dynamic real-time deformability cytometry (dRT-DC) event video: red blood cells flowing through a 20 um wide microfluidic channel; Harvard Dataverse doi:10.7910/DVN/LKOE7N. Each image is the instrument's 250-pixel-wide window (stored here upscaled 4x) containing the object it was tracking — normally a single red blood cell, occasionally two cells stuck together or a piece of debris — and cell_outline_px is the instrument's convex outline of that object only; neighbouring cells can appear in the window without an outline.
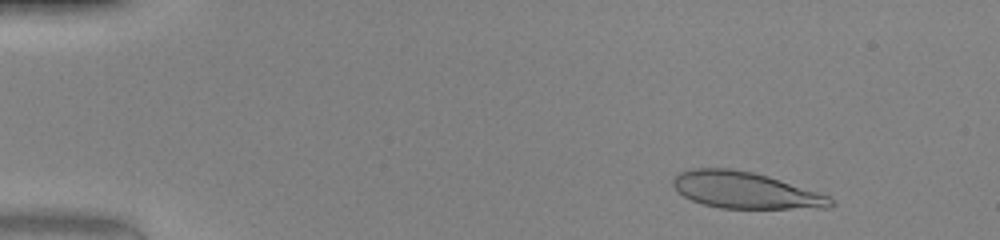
{"species": "human", "species_latin": "Homo sapiens", "temperature_condition": "warm", "stored_images_in_passage": 48, "camera_frame_rate_fps": 3000, "um_per_image_px": 0.085, "donor": {"sex": "female"}, "frame": {"image": 1, "passage_image": 5, "time_ms": 1.333, "image_size_px": [1000, 240], "cell_outline_px": [[836, 204], [828, 208], [720, 208], [704, 204], [692, 200], [684, 196], [672, 184], [672, 180], [680, 172], [692, 168], [728, 168], [752, 172], [768, 176], [828, 196]], "centroid_in_image_um": [63.33, 16.17], "position_along_channel_um": 21.7, "area_um2": 33.06}}
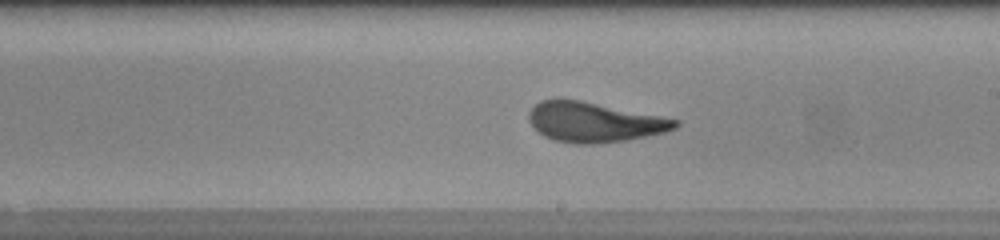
{"frame": {"image": 2, "passage_image": 28, "time_ms": 9.0, "image_size_px": [1000, 240], "cell_outline_px": [[680, 124], [676, 128], [664, 132], [624, 140], [596, 144], [576, 144], [552, 140], [544, 136], [528, 120], [528, 112], [540, 100], [560, 96], [680, 120]], "centroid_in_image_um": [50.45, 10.36], "position_along_channel_um": 238.5, "area_um2": 34.16}}
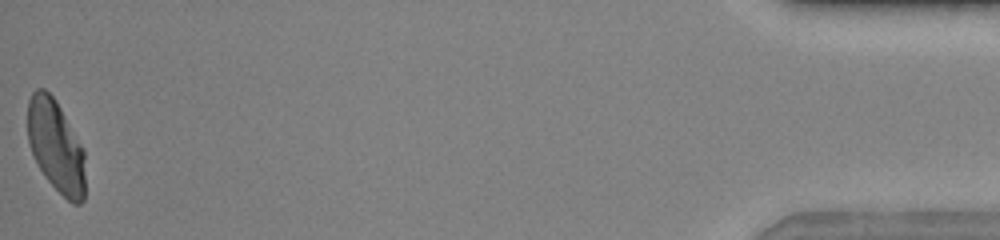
{"frame": {"image": 3, "passage_image": 48, "time_ms": 15.667, "image_size_px": [1000, 240], "cell_outline_px": [[84, 200], [80, 204], [72, 204], [44, 176], [32, 152], [28, 140], [28, 100], [32, 92], [36, 88], [44, 88], [56, 100], [84, 148]], "centroid_in_image_um": [4.76, 12.4], "position_along_channel_um": 430.4, "area_um2": 30.81}, "authors_computed_cell_mechanics": {"area_um2": 33.7263, "velocity_mm_per_s": 4.2274, "shape_relaxation_time_tau1_ms": 6.3312, "shape_relaxation_time_tau2_ms": null, "deformation_change_tau1": 0.2926, "deformation_change_tau2": null}}